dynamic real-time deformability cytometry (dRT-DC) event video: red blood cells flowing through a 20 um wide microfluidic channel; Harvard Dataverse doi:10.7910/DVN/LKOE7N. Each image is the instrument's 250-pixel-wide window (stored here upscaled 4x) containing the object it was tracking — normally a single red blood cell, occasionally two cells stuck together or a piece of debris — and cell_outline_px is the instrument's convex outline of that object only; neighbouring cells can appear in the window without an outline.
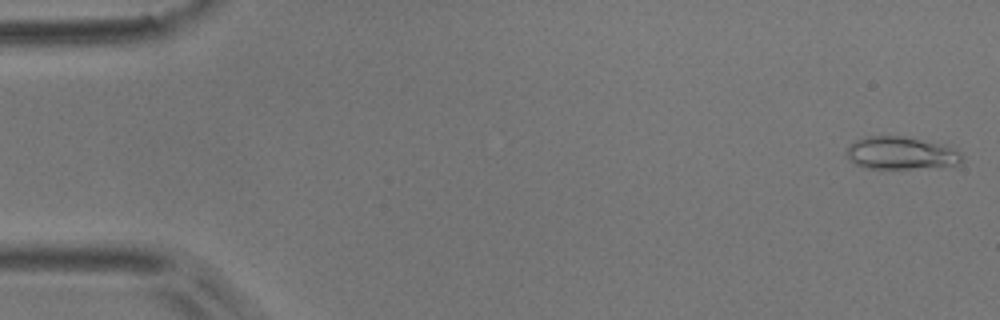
{"species": "common noctule bat (a hibernating species)", "species_latin": "Nyctalus noctula", "temperature_condition": "room temperature", "stored_images_in_passage": 5, "camera_frame_rate_fps": 3000, "um_per_image_px": 0.085, "animal": {"sex": "male", "body_mass_g": 17.9}, "frame": {"image": 1, "passage_image": 1, "time_ms": 0.0, "image_size_px": [1000, 320], "cell_outline_px": [[964, 160], [960, 164], [912, 168], [864, 168], [856, 164], [848, 156], [848, 148], [856, 140], [868, 136], [904, 136], [948, 144], [956, 148], [964, 156]], "centroid_in_image_um": [76.69, 12.99], "position_along_channel_um": 8.3, "area_um2": 21.96}}
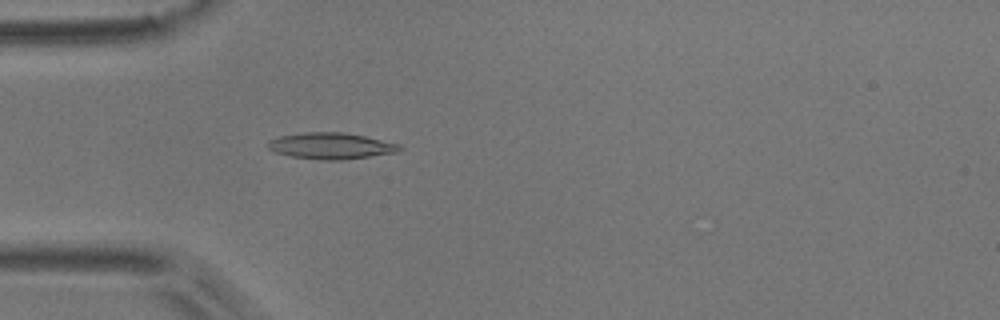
{"frame": {"image": 2, "passage_image": 5, "time_ms": 1.333, "image_size_px": [1000, 320], "cell_outline_px": [[404, 148], [396, 152], [344, 160], [324, 160], [292, 156], [272, 152], [268, 148], [268, 140], [280, 136], [304, 132], [340, 132], [364, 136], [400, 144]], "centroid_in_image_um": [28.11, 12.4], "position_along_channel_um": 56.9, "area_um2": 20.11}}